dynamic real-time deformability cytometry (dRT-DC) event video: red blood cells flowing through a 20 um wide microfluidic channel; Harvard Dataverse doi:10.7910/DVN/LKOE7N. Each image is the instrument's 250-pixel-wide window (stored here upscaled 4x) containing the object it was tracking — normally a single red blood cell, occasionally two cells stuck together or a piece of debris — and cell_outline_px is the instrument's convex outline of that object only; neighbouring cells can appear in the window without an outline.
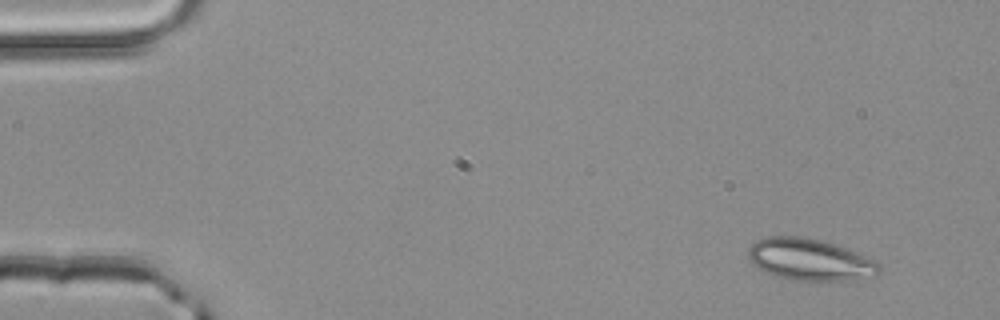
{"species": "common noctule bat (a hibernating species)", "species_latin": "Nyctalus noctula", "temperature_condition": "room temperature", "stored_images_in_passage": 3, "camera_frame_rate_fps": 3000, "um_per_image_px": 0.085, "animal": {"sex": "male", "body_mass_g": 20.4}, "frame": {"image": 1, "passage_image": 1, "time_ms": 0.0, "image_size_px": [1000, 320], "cell_outline_px": [[880, 272], [876, 276], [852, 280], [788, 280], [768, 272], [752, 264], [748, 260], [748, 248], [756, 240], [768, 236], [804, 236], [824, 240], [836, 244], [876, 260], [880, 264]], "centroid_in_image_um": [68.85, 22.05], "position_along_channel_um": 16.1, "area_um2": 32.14}}